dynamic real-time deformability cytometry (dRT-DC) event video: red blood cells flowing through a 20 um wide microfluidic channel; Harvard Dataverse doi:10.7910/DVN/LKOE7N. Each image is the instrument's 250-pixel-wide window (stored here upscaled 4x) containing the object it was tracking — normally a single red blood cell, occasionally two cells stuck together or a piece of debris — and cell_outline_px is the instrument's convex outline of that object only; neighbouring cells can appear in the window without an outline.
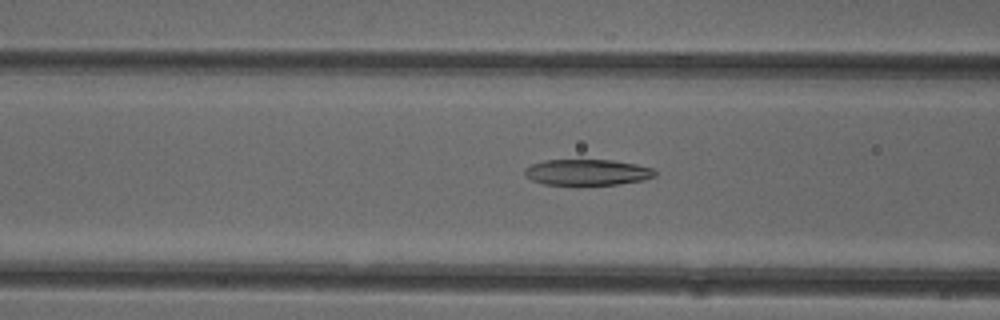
{"species": "common noctule bat (a hibernating species)", "species_latin": "Nyctalus noctula", "temperature_condition": "cold", "stored_images_in_passage": 46, "camera_frame_rate_fps": 3000, "um_per_image_px": 0.085, "animal": {"sex": "female"}, "frame": {"image": 1, "passage_image": 15, "time_ms": 4.667, "image_size_px": [1000, 320], "cell_outline_px": [[656, 176], [644, 180], [620, 184], [576, 188], [544, 184], [532, 180], [524, 176], [524, 168], [532, 164], [544, 160], [612, 160], [636, 164], [652, 168], [656, 172]], "centroid_in_image_um": [49.88, 14.69], "position_along_channel_um": 116.7, "area_um2": 20.75}}
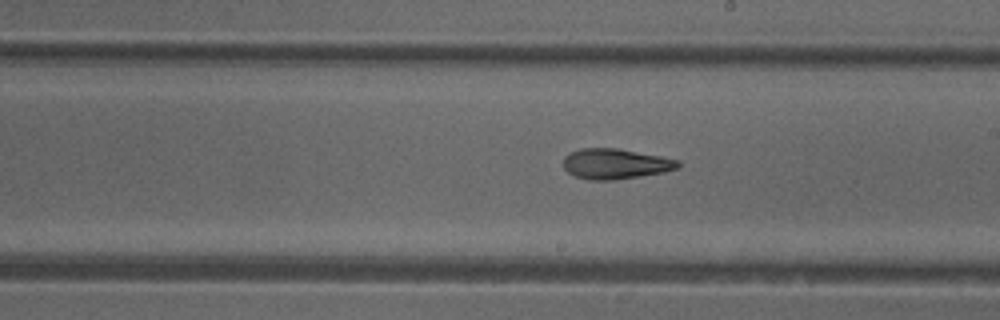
{"frame": {"image": 2, "passage_image": 24, "time_ms": 7.667, "image_size_px": [1000, 320], "cell_outline_px": [[680, 168], [664, 172], [616, 180], [588, 180], [576, 176], [568, 172], [564, 168], [564, 156], [568, 152], [580, 148], [616, 148], [660, 156], [680, 160]], "centroid_in_image_um": [52.31, 13.92], "position_along_channel_um": 236.7, "area_um2": 20.4}}
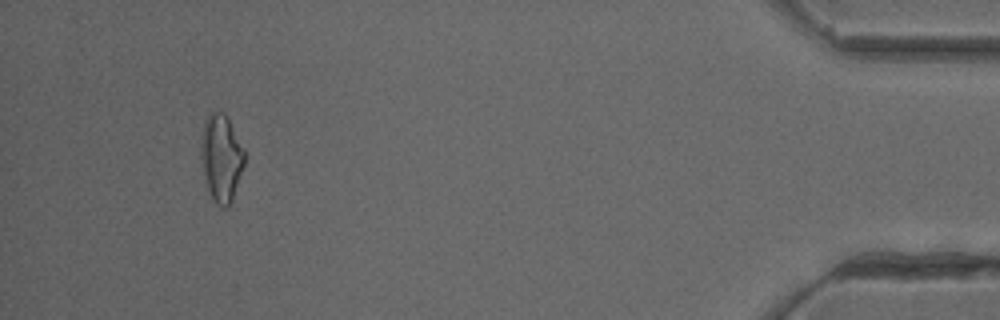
{"frame": {"image": 3, "passage_image": 43, "time_ms": 14.0, "image_size_px": [1000, 320], "cell_outline_px": [[244, 164], [232, 200], [228, 208], [224, 208], [216, 204], [212, 200], [204, 176], [200, 160], [200, 136], [204, 120], [208, 112], [224, 112], [228, 116], [244, 148]], "centroid_in_image_um": [18.78, 13.38], "position_along_channel_um": 416.4, "area_um2": 22.6}, "authors_computed_cell_mechanics": {"area_um2": 21.0103, "velocity_mm_per_s": 3.9987, "shape_relaxation_time_tau1_ms": null, "shape_relaxation_time_tau2_ms": 3.3149, "deformation_change_tau1": null, "deformation_change_tau2": 0.1223}}